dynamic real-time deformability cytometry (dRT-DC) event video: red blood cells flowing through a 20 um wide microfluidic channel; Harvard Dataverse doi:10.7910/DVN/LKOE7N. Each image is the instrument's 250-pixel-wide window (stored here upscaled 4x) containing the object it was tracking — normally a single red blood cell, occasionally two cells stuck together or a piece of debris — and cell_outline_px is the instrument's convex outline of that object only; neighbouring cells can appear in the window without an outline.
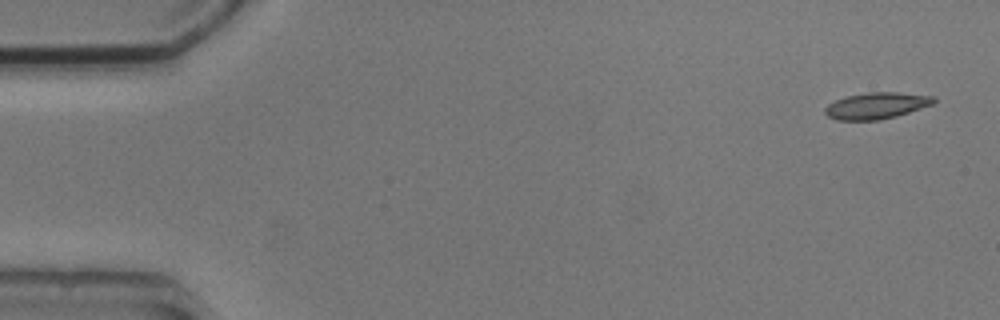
{"species": "common noctule bat (a hibernating species)", "species_latin": "Nyctalus noctula", "temperature_condition": "cold", "stored_images_in_passage": 4, "camera_frame_rate_fps": 3000, "um_per_image_px": 0.085, "animal": {"sex": "male", "body_mass_g": 20.5, "forearm_length_mm": 52.5}, "frame": {"image": 1, "passage_image": 1, "time_ms": 0.0, "image_size_px": [1000, 320], "cell_outline_px": [[936, 104], [896, 116], [876, 120], [836, 120], [828, 116], [824, 112], [824, 108], [828, 104], [836, 100], [848, 96], [868, 92], [896, 92], [936, 96]], "centroid_in_image_um": [74.54, 8.98], "position_along_channel_um": 10.5, "area_um2": 16.82}}
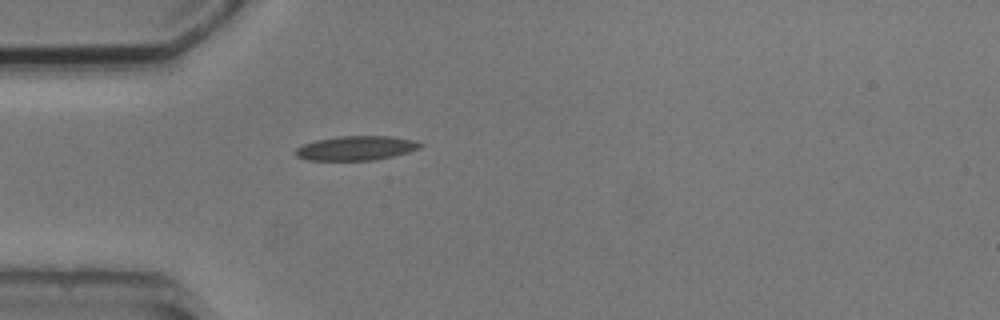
{"frame": {"image": 2, "passage_image": 4, "time_ms": 4.333, "image_size_px": [1000, 320], "cell_outline_px": [[424, 144], [420, 148], [408, 152], [392, 156], [372, 160], [308, 160], [296, 156], [296, 148], [304, 144], [316, 140], [336, 136], [388, 136], [412, 140]], "centroid_in_image_um": [30.25, 12.58], "position_along_channel_um": 54.7, "area_um2": 17.51}}